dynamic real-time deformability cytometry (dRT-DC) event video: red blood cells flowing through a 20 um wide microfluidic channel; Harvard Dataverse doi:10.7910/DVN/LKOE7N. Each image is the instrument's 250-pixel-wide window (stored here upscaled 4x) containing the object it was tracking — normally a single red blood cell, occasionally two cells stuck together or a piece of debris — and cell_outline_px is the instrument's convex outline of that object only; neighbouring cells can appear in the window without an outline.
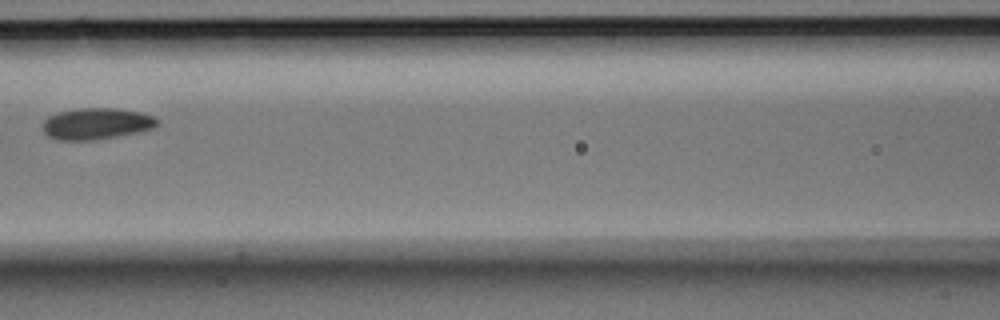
{"species": "Egyptian fruit bat (a non-hibernating species)", "species_latin": "Rousettus aegyptiacus", "temperature_condition": "room temperature", "stored_images_in_passage": 4, "camera_frame_rate_fps": 3000, "um_per_image_px": 0.085, "animal": {"sex": "male"}, "frame": {"image": 1, "passage_image": 4, "time_ms": 1.0, "image_size_px": [1000, 320], "cell_outline_px": [[160, 124], [152, 128], [140, 132], [96, 140], [56, 140], [48, 136], [44, 132], [44, 120], [48, 116], [56, 112], [76, 108], [116, 108], [140, 112], [152, 116], [160, 120]], "centroid_in_image_um": [8.2, 10.51], "position_along_channel_um": 158.4, "area_um2": 21.21}}